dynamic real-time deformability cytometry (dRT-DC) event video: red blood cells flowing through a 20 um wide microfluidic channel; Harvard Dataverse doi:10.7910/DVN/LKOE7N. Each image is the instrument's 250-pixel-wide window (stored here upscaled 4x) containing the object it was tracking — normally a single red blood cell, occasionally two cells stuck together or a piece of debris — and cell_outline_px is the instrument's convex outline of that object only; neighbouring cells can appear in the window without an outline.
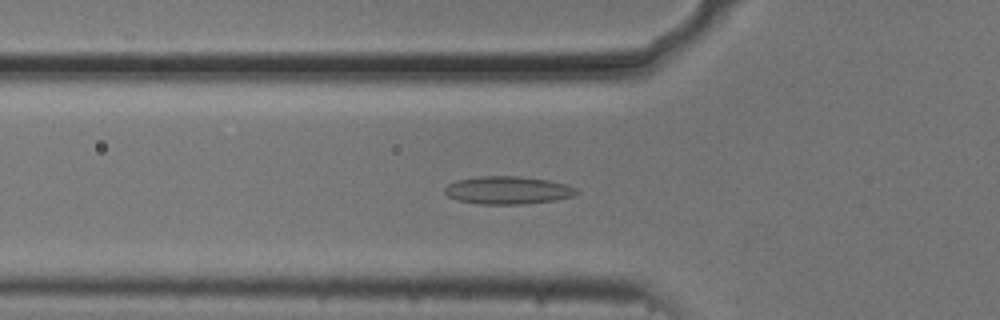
{"species": "common noctule bat (a hibernating species)", "species_latin": "Nyctalus noctula", "temperature_condition": "cold", "stored_images_in_passage": 48, "camera_frame_rate_fps": 3000, "um_per_image_px": 0.085, "animal": {"sex": "male", "body_mass_g": 20.5, "forearm_length_mm": 52.5}, "frame": {"image": 1, "passage_image": 12, "time_ms": 3.667, "image_size_px": [1000, 320], "cell_outline_px": [[580, 192], [572, 196], [556, 200], [524, 204], [480, 204], [456, 200], [448, 196], [444, 192], [444, 188], [448, 184], [456, 180], [480, 176], [520, 176], [548, 180], [564, 184], [576, 188]], "centroid_in_image_um": [43.14, 16.17], "position_along_channel_um": 82.7, "area_um2": 21.44}}
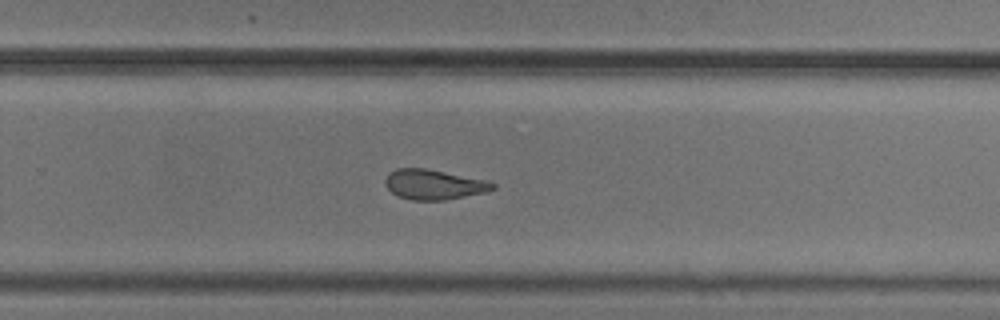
{"frame": {"image": 2, "passage_image": 29, "time_ms": 9.333, "image_size_px": [1000, 320], "cell_outline_px": [[496, 188], [484, 192], [444, 200], [412, 200], [400, 196], [392, 192], [384, 184], [384, 180], [388, 172], [396, 168], [424, 168], [484, 180], [496, 184]], "centroid_in_image_um": [36.82, 15.68], "position_along_channel_um": 293.0, "area_um2": 18.5}}
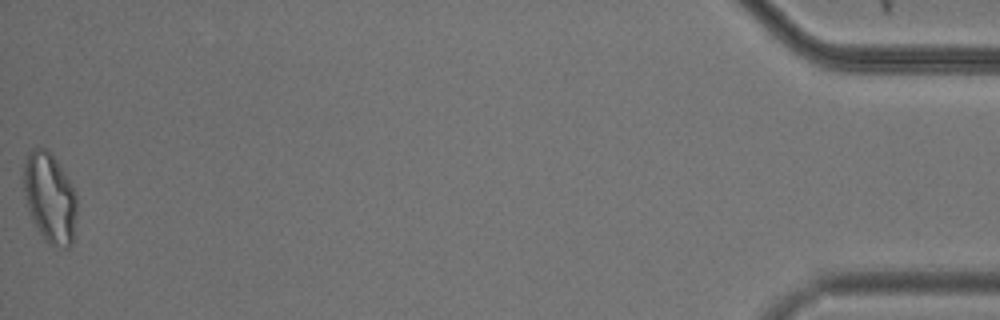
{"frame": {"image": 3, "passage_image": 48, "time_ms": 15.667, "image_size_px": [1000, 320], "cell_outline_px": [[76, 216], [72, 244], [68, 248], [64, 248], [48, 244], [44, 240], [32, 220], [28, 212], [24, 192], [24, 160], [28, 152], [32, 148], [44, 148], [56, 160], [64, 172], [76, 192]], "centroid_in_image_um": [4.22, 16.84], "position_along_channel_um": 431.0, "area_um2": 27.98}, "authors_computed_cell_mechanics": {"area_um2": 20.5479, "velocity_mm_per_s": 3.6941, "shape_relaxation_time_tau1_ms": null, "shape_relaxation_time_tau2_ms": 2.118, "deformation_change_tau1": null, "deformation_change_tau2": 0.0878}}